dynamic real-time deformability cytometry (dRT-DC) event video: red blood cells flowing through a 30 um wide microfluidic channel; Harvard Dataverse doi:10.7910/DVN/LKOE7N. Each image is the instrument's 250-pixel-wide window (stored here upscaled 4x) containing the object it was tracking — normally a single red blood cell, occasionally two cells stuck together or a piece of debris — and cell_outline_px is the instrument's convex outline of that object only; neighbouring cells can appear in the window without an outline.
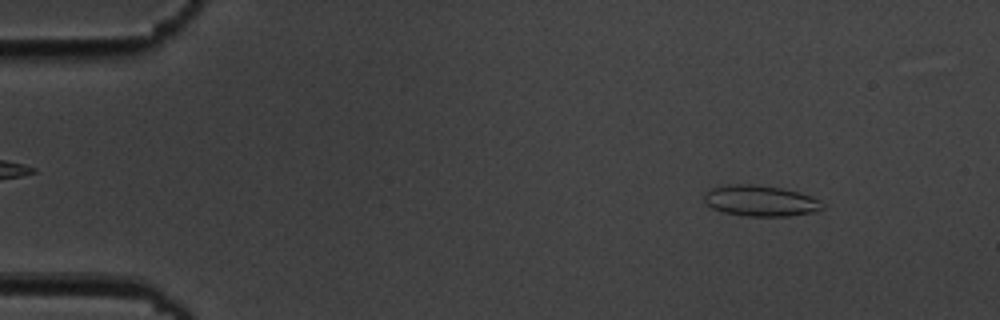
{"species": "common noctule bat (a hibernating species)", "species_latin": "Nyctalus noctula", "temperature_condition": "cold", "stored_images_in_passage": 4, "camera_frame_rate_fps": 3000, "um_per_image_px": 0.085, "animal": {"sex": "male", "body_mass_g": 19.5, "forearm_length_mm": 54.6}, "frame": {"image": 1, "passage_image": 1, "time_ms": 0.0, "image_size_px": [1000, 320], "cell_outline_px": [[824, 208], [812, 212], [788, 216], [744, 216], [724, 212], [712, 208], [704, 200], [704, 192], [708, 188], [728, 184], [752, 184], [780, 188], [800, 192], [812, 196], [820, 200], [824, 204]], "centroid_in_image_um": [64.62, 17.06], "position_along_channel_um": 20.4, "area_um2": 21.44}}